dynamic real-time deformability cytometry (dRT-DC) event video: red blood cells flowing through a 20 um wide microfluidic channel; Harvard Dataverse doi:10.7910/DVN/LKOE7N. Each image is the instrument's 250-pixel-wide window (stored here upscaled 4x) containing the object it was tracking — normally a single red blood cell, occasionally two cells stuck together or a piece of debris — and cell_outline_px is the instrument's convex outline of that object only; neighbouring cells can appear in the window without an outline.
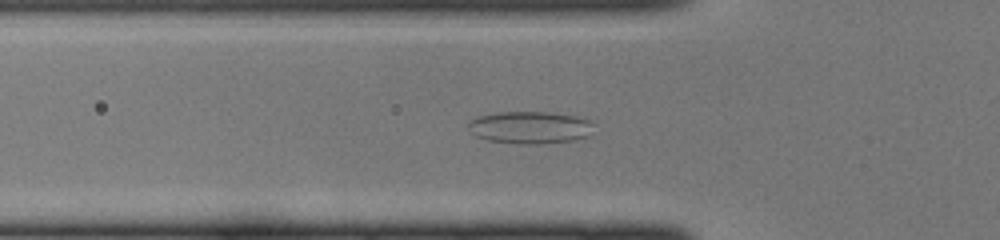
{"species": "common noctule bat (a hibernating species)", "species_latin": "Nyctalus noctula", "temperature_condition": "cold", "stored_images_in_passage": 45, "camera_frame_rate_fps": 3000, "um_per_image_px": 0.085, "animal": {"sex": "female", "body_mass_g": 22.0, "forearm_length_mm": 56.7}, "frame": {"image": 1, "passage_image": 14, "time_ms": 4.333, "image_size_px": [1000, 240], "cell_outline_px": [[592, 124], [588, 136], [572, 140], [540, 144], [524, 144], [488, 140], [476, 136], [468, 128], [468, 120], [476, 116], [496, 112], [544, 112], [576, 116], [588, 120]], "centroid_in_image_um": [44.98, 10.83], "position_along_channel_um": 80.8, "area_um2": 23.47}}
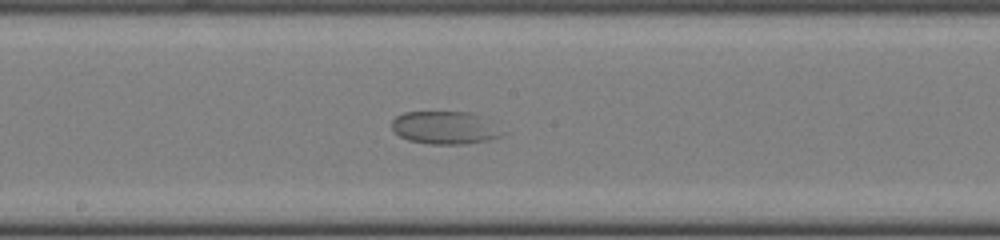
{"frame": {"image": 2, "passage_image": 23, "time_ms": 7.333, "image_size_px": [1000, 240], "cell_outline_px": [[508, 132], [504, 136], [488, 140], [464, 144], [428, 144], [408, 140], [400, 136], [392, 128], [392, 120], [396, 116], [404, 112], [472, 112], [480, 116]], "centroid_in_image_um": [37.86, 10.86], "position_along_channel_um": 210.3, "area_um2": 21.33}}
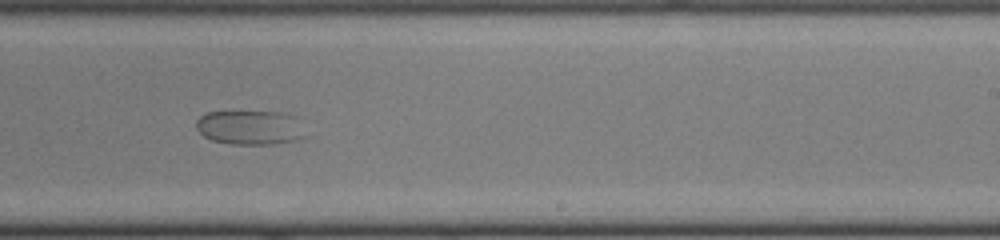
{"frame": {"image": 3, "passage_image": 27, "time_ms": 8.667, "image_size_px": [1000, 240], "cell_outline_px": [[308, 136], [296, 140], [276, 144], [228, 144], [212, 140], [204, 136], [196, 128], [196, 120], [200, 116], [208, 112], [280, 112], [292, 116]], "centroid_in_image_um": [21.23, 10.85], "position_along_channel_um": 267.8, "area_um2": 21.73}}